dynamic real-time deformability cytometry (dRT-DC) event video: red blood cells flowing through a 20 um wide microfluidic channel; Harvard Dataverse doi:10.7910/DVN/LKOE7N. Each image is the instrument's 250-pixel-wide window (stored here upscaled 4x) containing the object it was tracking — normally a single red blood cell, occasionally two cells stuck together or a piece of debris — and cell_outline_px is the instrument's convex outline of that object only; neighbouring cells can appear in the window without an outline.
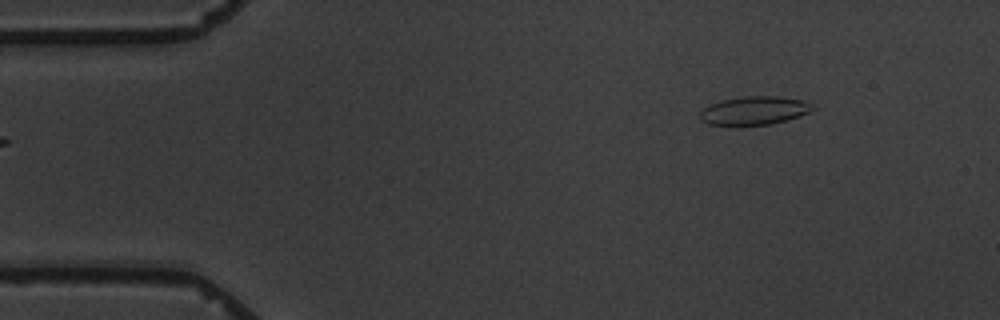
{"species": "common noctule bat (a hibernating species)", "species_latin": "Nyctalus noctula", "temperature_condition": "warm", "stored_images_in_passage": 4, "segment_of_instrument_passage": [2, 2], "camera_frame_rate_fps": 3000, "um_per_image_px": 0.085, "animal": {"sex": "male", "body_mass_g": 19.5, "forearm_length_mm": 54.6}, "frame": {"image": 1, "passage_image": 4, "time_ms": 3.333, "image_size_px": [1000, 320], "cell_outline_px": [[816, 108], [808, 112], [784, 120], [768, 124], [708, 124], [700, 120], [700, 112], [708, 104], [720, 100], [744, 96], [776, 96], [804, 100], [816, 104]], "centroid_in_image_um": [64.11, 9.36], "position_along_channel_um": 20.9, "area_um2": 18.44}}